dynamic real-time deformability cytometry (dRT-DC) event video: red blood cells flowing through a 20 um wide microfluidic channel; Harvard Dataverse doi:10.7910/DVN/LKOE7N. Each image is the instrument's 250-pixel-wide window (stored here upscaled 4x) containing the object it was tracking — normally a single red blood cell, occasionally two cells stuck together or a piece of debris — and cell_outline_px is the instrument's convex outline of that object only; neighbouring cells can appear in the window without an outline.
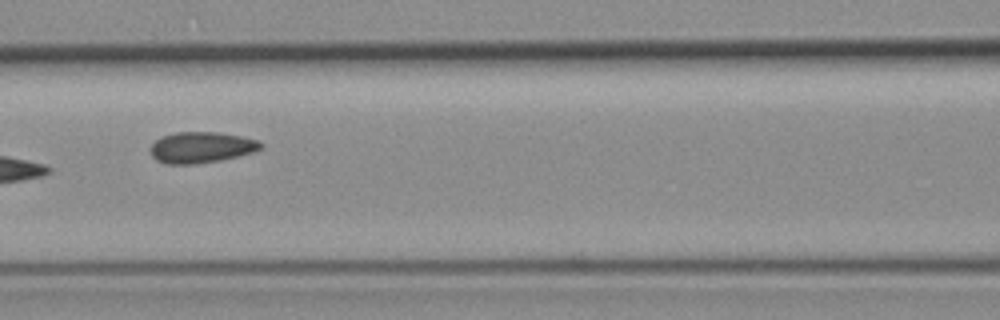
{"species": "common noctule bat (a hibernating species)", "species_latin": "Nyctalus noctula", "temperature_condition": "room temperature", "stored_images_in_passage": 8, "camera_frame_rate_fps": 3000, "um_per_image_px": 0.085, "animal": {"sex": "female", "body_mass_g": 19.3, "forearm_length_mm": 54.1}, "frame": {"image": 1, "passage_image": 5, "time_ms": 5.667, "image_size_px": [1000, 320], "cell_outline_px": [[264, 148], [252, 152], [220, 160], [196, 164], [164, 164], [156, 160], [152, 156], [148, 148], [160, 136], [176, 132], [220, 132], [240, 136], [256, 140], [264, 144]], "centroid_in_image_um": [17.06, 12.53], "position_along_channel_um": 149.5, "area_um2": 20.11}}
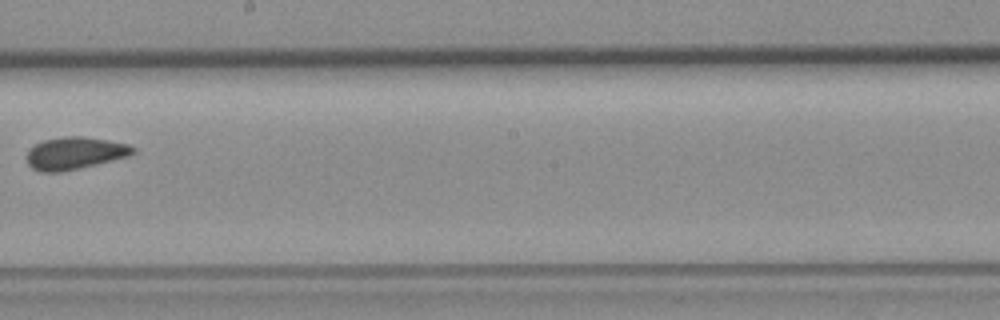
{"frame": {"image": 2, "passage_image": 7, "time_ms": 8.0, "image_size_px": [1000, 320], "cell_outline_px": [[136, 152], [128, 156], [60, 172], [40, 172], [32, 168], [28, 164], [28, 148], [44, 140], [64, 136], [84, 136], [108, 140], [128, 144], [136, 148]], "centroid_in_image_um": [6.35, 13.0], "position_along_channel_um": 241.8, "area_um2": 19.83}}
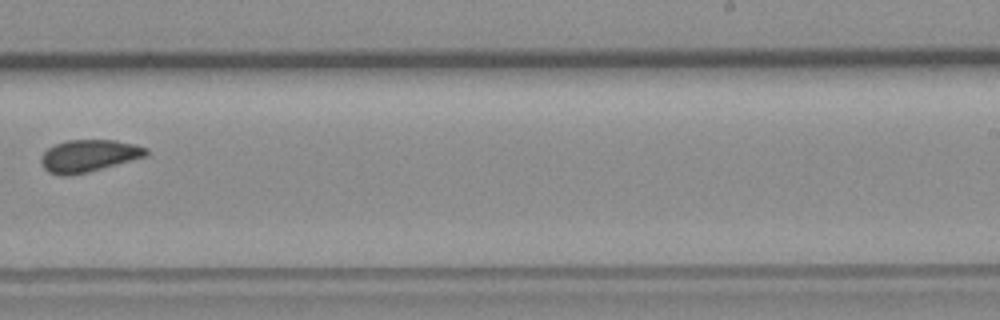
{"frame": {"image": 3, "passage_image": 8, "time_ms": 9.0, "image_size_px": [1000, 320], "cell_outline_px": [[148, 156], [88, 172], [64, 176], [60, 176], [48, 172], [44, 168], [40, 160], [44, 152], [48, 148], [64, 140], [116, 140], [148, 148]], "centroid_in_image_um": [7.54, 13.24], "position_along_channel_um": 281.5, "area_um2": 19.71}}